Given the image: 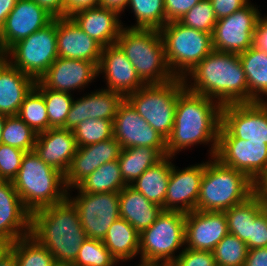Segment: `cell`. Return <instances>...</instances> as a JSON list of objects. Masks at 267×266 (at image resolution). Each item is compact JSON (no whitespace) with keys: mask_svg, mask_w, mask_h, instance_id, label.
<instances>
[{"mask_svg":"<svg viewBox=\"0 0 267 266\" xmlns=\"http://www.w3.org/2000/svg\"><path fill=\"white\" fill-rule=\"evenodd\" d=\"M222 105L185 88L179 95L171 135L166 139L167 156L197 143H212L215 156L221 127ZM177 151V152H176Z\"/></svg>","mask_w":267,"mask_h":266,"instance_id":"cell-1","label":"cell"},{"mask_svg":"<svg viewBox=\"0 0 267 266\" xmlns=\"http://www.w3.org/2000/svg\"><path fill=\"white\" fill-rule=\"evenodd\" d=\"M53 255L56 264L72 265L87 239L76 207L64 201L31 214V234Z\"/></svg>","mask_w":267,"mask_h":266,"instance_id":"cell-2","label":"cell"},{"mask_svg":"<svg viewBox=\"0 0 267 266\" xmlns=\"http://www.w3.org/2000/svg\"><path fill=\"white\" fill-rule=\"evenodd\" d=\"M189 91L218 98L220 105L248 103V84L238 54L213 50L190 73Z\"/></svg>","mask_w":267,"mask_h":266,"instance_id":"cell-3","label":"cell"},{"mask_svg":"<svg viewBox=\"0 0 267 266\" xmlns=\"http://www.w3.org/2000/svg\"><path fill=\"white\" fill-rule=\"evenodd\" d=\"M13 185L24 207L33 212L64 201L68 196L65 175L43 162L36 152H26ZM63 185L65 189L59 186Z\"/></svg>","mask_w":267,"mask_h":266,"instance_id":"cell-4","label":"cell"},{"mask_svg":"<svg viewBox=\"0 0 267 266\" xmlns=\"http://www.w3.org/2000/svg\"><path fill=\"white\" fill-rule=\"evenodd\" d=\"M144 85L175 79L170 71L160 30L122 28L116 42Z\"/></svg>","mask_w":267,"mask_h":266,"instance_id":"cell-5","label":"cell"},{"mask_svg":"<svg viewBox=\"0 0 267 266\" xmlns=\"http://www.w3.org/2000/svg\"><path fill=\"white\" fill-rule=\"evenodd\" d=\"M205 164L197 200L198 211L224 212L253 195V181L213 157Z\"/></svg>","mask_w":267,"mask_h":266,"instance_id":"cell-6","label":"cell"},{"mask_svg":"<svg viewBox=\"0 0 267 266\" xmlns=\"http://www.w3.org/2000/svg\"><path fill=\"white\" fill-rule=\"evenodd\" d=\"M160 33L165 46L166 61L175 78L186 80L187 71L190 73L213 51L212 34L187 27L179 21L167 22Z\"/></svg>","mask_w":267,"mask_h":266,"instance_id":"cell-7","label":"cell"},{"mask_svg":"<svg viewBox=\"0 0 267 266\" xmlns=\"http://www.w3.org/2000/svg\"><path fill=\"white\" fill-rule=\"evenodd\" d=\"M187 82L175 78L163 84L144 85L125 99L160 135L167 139L172 132L178 95Z\"/></svg>","mask_w":267,"mask_h":266,"instance_id":"cell-8","label":"cell"},{"mask_svg":"<svg viewBox=\"0 0 267 266\" xmlns=\"http://www.w3.org/2000/svg\"><path fill=\"white\" fill-rule=\"evenodd\" d=\"M185 216L178 211H162L155 222L140 233L142 263L171 264L175 250L185 243ZM164 261V262H162Z\"/></svg>","mask_w":267,"mask_h":266,"instance_id":"cell-9","label":"cell"},{"mask_svg":"<svg viewBox=\"0 0 267 266\" xmlns=\"http://www.w3.org/2000/svg\"><path fill=\"white\" fill-rule=\"evenodd\" d=\"M8 55H12L15 60L14 64L8 60L12 66L31 76L35 81L40 80L58 58L57 18L42 29L13 44L4 53V57L7 58Z\"/></svg>","mask_w":267,"mask_h":266,"instance_id":"cell-10","label":"cell"},{"mask_svg":"<svg viewBox=\"0 0 267 266\" xmlns=\"http://www.w3.org/2000/svg\"><path fill=\"white\" fill-rule=\"evenodd\" d=\"M218 138L263 141L267 144V102L223 105Z\"/></svg>","mask_w":267,"mask_h":266,"instance_id":"cell-11","label":"cell"},{"mask_svg":"<svg viewBox=\"0 0 267 266\" xmlns=\"http://www.w3.org/2000/svg\"><path fill=\"white\" fill-rule=\"evenodd\" d=\"M259 11L249 3L229 16L218 19L212 33L213 50L241 54L252 47Z\"/></svg>","mask_w":267,"mask_h":266,"instance_id":"cell-12","label":"cell"},{"mask_svg":"<svg viewBox=\"0 0 267 266\" xmlns=\"http://www.w3.org/2000/svg\"><path fill=\"white\" fill-rule=\"evenodd\" d=\"M79 193L69 200L78 211L86 236L103 241L112 223L120 218L119 193Z\"/></svg>","mask_w":267,"mask_h":266,"instance_id":"cell-13","label":"cell"},{"mask_svg":"<svg viewBox=\"0 0 267 266\" xmlns=\"http://www.w3.org/2000/svg\"><path fill=\"white\" fill-rule=\"evenodd\" d=\"M113 137L123 149L129 147H150L167 156L166 139L154 130L125 99L119 106L113 120Z\"/></svg>","mask_w":267,"mask_h":266,"instance_id":"cell-14","label":"cell"},{"mask_svg":"<svg viewBox=\"0 0 267 266\" xmlns=\"http://www.w3.org/2000/svg\"><path fill=\"white\" fill-rule=\"evenodd\" d=\"M223 165L245 173L252 181L267 169V144L238 138H218L214 156Z\"/></svg>","mask_w":267,"mask_h":266,"instance_id":"cell-15","label":"cell"},{"mask_svg":"<svg viewBox=\"0 0 267 266\" xmlns=\"http://www.w3.org/2000/svg\"><path fill=\"white\" fill-rule=\"evenodd\" d=\"M54 19L34 0H18L0 29V53L42 29Z\"/></svg>","mask_w":267,"mask_h":266,"instance_id":"cell-16","label":"cell"},{"mask_svg":"<svg viewBox=\"0 0 267 266\" xmlns=\"http://www.w3.org/2000/svg\"><path fill=\"white\" fill-rule=\"evenodd\" d=\"M228 234L224 212L198 211L186 213V248L200 251H213L216 245Z\"/></svg>","mask_w":267,"mask_h":266,"instance_id":"cell-17","label":"cell"},{"mask_svg":"<svg viewBox=\"0 0 267 266\" xmlns=\"http://www.w3.org/2000/svg\"><path fill=\"white\" fill-rule=\"evenodd\" d=\"M205 163L187 167L184 170H175L174 165L167 185V193L163 211H178L188 213L197 210V200L200 192V183L204 174ZM181 204L180 206L178 204Z\"/></svg>","mask_w":267,"mask_h":266,"instance_id":"cell-18","label":"cell"},{"mask_svg":"<svg viewBox=\"0 0 267 266\" xmlns=\"http://www.w3.org/2000/svg\"><path fill=\"white\" fill-rule=\"evenodd\" d=\"M97 69L98 75L101 71L105 72L108 89L121 93L124 97L144 86L134 66L117 43L102 49Z\"/></svg>","mask_w":267,"mask_h":266,"instance_id":"cell-19","label":"cell"},{"mask_svg":"<svg viewBox=\"0 0 267 266\" xmlns=\"http://www.w3.org/2000/svg\"><path fill=\"white\" fill-rule=\"evenodd\" d=\"M121 144L114 138L78 147L69 170L65 174V185L76 187L83 179L98 169L102 164L118 160L122 152Z\"/></svg>","mask_w":267,"mask_h":266,"instance_id":"cell-20","label":"cell"},{"mask_svg":"<svg viewBox=\"0 0 267 266\" xmlns=\"http://www.w3.org/2000/svg\"><path fill=\"white\" fill-rule=\"evenodd\" d=\"M30 234L31 213L24 207L13 182L0 179V237L13 243Z\"/></svg>","mask_w":267,"mask_h":266,"instance_id":"cell-21","label":"cell"},{"mask_svg":"<svg viewBox=\"0 0 267 266\" xmlns=\"http://www.w3.org/2000/svg\"><path fill=\"white\" fill-rule=\"evenodd\" d=\"M98 75L94 62L58 57L40 78V82L53 91L69 93L88 84Z\"/></svg>","mask_w":267,"mask_h":266,"instance_id":"cell-22","label":"cell"},{"mask_svg":"<svg viewBox=\"0 0 267 266\" xmlns=\"http://www.w3.org/2000/svg\"><path fill=\"white\" fill-rule=\"evenodd\" d=\"M102 49L70 17L57 18L58 57L90 61L98 66Z\"/></svg>","mask_w":267,"mask_h":266,"instance_id":"cell-23","label":"cell"},{"mask_svg":"<svg viewBox=\"0 0 267 266\" xmlns=\"http://www.w3.org/2000/svg\"><path fill=\"white\" fill-rule=\"evenodd\" d=\"M77 148L72 130L50 128L37 134L34 151L43 162L65 175Z\"/></svg>","mask_w":267,"mask_h":266,"instance_id":"cell-24","label":"cell"},{"mask_svg":"<svg viewBox=\"0 0 267 266\" xmlns=\"http://www.w3.org/2000/svg\"><path fill=\"white\" fill-rule=\"evenodd\" d=\"M125 97L118 92L102 89L76 101L73 100L68 112L64 129L74 130L86 119L114 120L120 104Z\"/></svg>","mask_w":267,"mask_h":266,"instance_id":"cell-25","label":"cell"},{"mask_svg":"<svg viewBox=\"0 0 267 266\" xmlns=\"http://www.w3.org/2000/svg\"><path fill=\"white\" fill-rule=\"evenodd\" d=\"M118 15L113 9L98 6L78 11L70 18L104 48L117 42L123 27Z\"/></svg>","mask_w":267,"mask_h":266,"instance_id":"cell-26","label":"cell"},{"mask_svg":"<svg viewBox=\"0 0 267 266\" xmlns=\"http://www.w3.org/2000/svg\"><path fill=\"white\" fill-rule=\"evenodd\" d=\"M35 80L12 66L7 58L0 62V114L17 115Z\"/></svg>","mask_w":267,"mask_h":266,"instance_id":"cell-27","label":"cell"},{"mask_svg":"<svg viewBox=\"0 0 267 266\" xmlns=\"http://www.w3.org/2000/svg\"><path fill=\"white\" fill-rule=\"evenodd\" d=\"M120 218L125 219L140 234L149 228L162 213L160 205L149 201L130 185L119 192Z\"/></svg>","mask_w":267,"mask_h":266,"instance_id":"cell-28","label":"cell"},{"mask_svg":"<svg viewBox=\"0 0 267 266\" xmlns=\"http://www.w3.org/2000/svg\"><path fill=\"white\" fill-rule=\"evenodd\" d=\"M170 156H165L157 164L149 167L139 178L130 184L136 191L143 194L149 201L160 205L164 204L167 185L172 170Z\"/></svg>","mask_w":267,"mask_h":266,"instance_id":"cell-29","label":"cell"},{"mask_svg":"<svg viewBox=\"0 0 267 266\" xmlns=\"http://www.w3.org/2000/svg\"><path fill=\"white\" fill-rule=\"evenodd\" d=\"M140 234L125 219L115 220L107 231L103 244L119 260L132 259L139 253Z\"/></svg>","mask_w":267,"mask_h":266,"instance_id":"cell-30","label":"cell"},{"mask_svg":"<svg viewBox=\"0 0 267 266\" xmlns=\"http://www.w3.org/2000/svg\"><path fill=\"white\" fill-rule=\"evenodd\" d=\"M239 59L248 84V103L263 102L259 93L267 95V53L250 47Z\"/></svg>","mask_w":267,"mask_h":266,"instance_id":"cell-31","label":"cell"},{"mask_svg":"<svg viewBox=\"0 0 267 266\" xmlns=\"http://www.w3.org/2000/svg\"><path fill=\"white\" fill-rule=\"evenodd\" d=\"M164 157L158 149L150 147L135 146L122 149L118 162L124 181L129 185L133 184L149 167Z\"/></svg>","mask_w":267,"mask_h":266,"instance_id":"cell-32","label":"cell"},{"mask_svg":"<svg viewBox=\"0 0 267 266\" xmlns=\"http://www.w3.org/2000/svg\"><path fill=\"white\" fill-rule=\"evenodd\" d=\"M127 185L129 184L122 177L118 160H114L102 164L83 179L76 189L87 193H119Z\"/></svg>","mask_w":267,"mask_h":266,"instance_id":"cell-33","label":"cell"},{"mask_svg":"<svg viewBox=\"0 0 267 266\" xmlns=\"http://www.w3.org/2000/svg\"><path fill=\"white\" fill-rule=\"evenodd\" d=\"M264 208L259 200L252 195L243 203L225 210L228 233L247 243L249 241L250 222Z\"/></svg>","mask_w":267,"mask_h":266,"instance_id":"cell-34","label":"cell"},{"mask_svg":"<svg viewBox=\"0 0 267 266\" xmlns=\"http://www.w3.org/2000/svg\"><path fill=\"white\" fill-rule=\"evenodd\" d=\"M17 266H55L56 262L49 250L34 237L28 235L11 243Z\"/></svg>","mask_w":267,"mask_h":266,"instance_id":"cell-35","label":"cell"},{"mask_svg":"<svg viewBox=\"0 0 267 266\" xmlns=\"http://www.w3.org/2000/svg\"><path fill=\"white\" fill-rule=\"evenodd\" d=\"M17 116L37 134L49 129L44 97L35 87L25 96Z\"/></svg>","mask_w":267,"mask_h":266,"instance_id":"cell-36","label":"cell"},{"mask_svg":"<svg viewBox=\"0 0 267 266\" xmlns=\"http://www.w3.org/2000/svg\"><path fill=\"white\" fill-rule=\"evenodd\" d=\"M44 97L47 108L49 129L64 128L73 99L69 93L47 89L39 80L34 86Z\"/></svg>","mask_w":267,"mask_h":266,"instance_id":"cell-37","label":"cell"},{"mask_svg":"<svg viewBox=\"0 0 267 266\" xmlns=\"http://www.w3.org/2000/svg\"><path fill=\"white\" fill-rule=\"evenodd\" d=\"M137 19L131 29L160 30L166 24L164 0H129Z\"/></svg>","mask_w":267,"mask_h":266,"instance_id":"cell-38","label":"cell"},{"mask_svg":"<svg viewBox=\"0 0 267 266\" xmlns=\"http://www.w3.org/2000/svg\"><path fill=\"white\" fill-rule=\"evenodd\" d=\"M37 133L17 115L6 116L2 131V144L25 152L34 150Z\"/></svg>","mask_w":267,"mask_h":266,"instance_id":"cell-39","label":"cell"},{"mask_svg":"<svg viewBox=\"0 0 267 266\" xmlns=\"http://www.w3.org/2000/svg\"><path fill=\"white\" fill-rule=\"evenodd\" d=\"M72 131L78 147L106 141L113 137V120L89 118Z\"/></svg>","mask_w":267,"mask_h":266,"instance_id":"cell-40","label":"cell"},{"mask_svg":"<svg viewBox=\"0 0 267 266\" xmlns=\"http://www.w3.org/2000/svg\"><path fill=\"white\" fill-rule=\"evenodd\" d=\"M247 253V244L231 233H228L213 250L216 266H243Z\"/></svg>","mask_w":267,"mask_h":266,"instance_id":"cell-41","label":"cell"},{"mask_svg":"<svg viewBox=\"0 0 267 266\" xmlns=\"http://www.w3.org/2000/svg\"><path fill=\"white\" fill-rule=\"evenodd\" d=\"M116 261L102 240L87 238L71 266H114Z\"/></svg>","mask_w":267,"mask_h":266,"instance_id":"cell-42","label":"cell"},{"mask_svg":"<svg viewBox=\"0 0 267 266\" xmlns=\"http://www.w3.org/2000/svg\"><path fill=\"white\" fill-rule=\"evenodd\" d=\"M217 21L210 0H201L179 20L187 27L210 34L213 33Z\"/></svg>","mask_w":267,"mask_h":266,"instance_id":"cell-43","label":"cell"},{"mask_svg":"<svg viewBox=\"0 0 267 266\" xmlns=\"http://www.w3.org/2000/svg\"><path fill=\"white\" fill-rule=\"evenodd\" d=\"M26 152L9 145L0 144V179L13 181Z\"/></svg>","mask_w":267,"mask_h":266,"instance_id":"cell-44","label":"cell"},{"mask_svg":"<svg viewBox=\"0 0 267 266\" xmlns=\"http://www.w3.org/2000/svg\"><path fill=\"white\" fill-rule=\"evenodd\" d=\"M170 266H216L213 251L185 248Z\"/></svg>","mask_w":267,"mask_h":266,"instance_id":"cell-45","label":"cell"},{"mask_svg":"<svg viewBox=\"0 0 267 266\" xmlns=\"http://www.w3.org/2000/svg\"><path fill=\"white\" fill-rule=\"evenodd\" d=\"M248 250L267 247V208H264L251 222Z\"/></svg>","mask_w":267,"mask_h":266,"instance_id":"cell-46","label":"cell"},{"mask_svg":"<svg viewBox=\"0 0 267 266\" xmlns=\"http://www.w3.org/2000/svg\"><path fill=\"white\" fill-rule=\"evenodd\" d=\"M201 0H164L166 23L179 21L191 8Z\"/></svg>","mask_w":267,"mask_h":266,"instance_id":"cell-47","label":"cell"},{"mask_svg":"<svg viewBox=\"0 0 267 266\" xmlns=\"http://www.w3.org/2000/svg\"><path fill=\"white\" fill-rule=\"evenodd\" d=\"M217 19L226 17L248 4L247 0H210Z\"/></svg>","mask_w":267,"mask_h":266,"instance_id":"cell-48","label":"cell"},{"mask_svg":"<svg viewBox=\"0 0 267 266\" xmlns=\"http://www.w3.org/2000/svg\"><path fill=\"white\" fill-rule=\"evenodd\" d=\"M252 47L267 53V18L259 17L253 33Z\"/></svg>","mask_w":267,"mask_h":266,"instance_id":"cell-49","label":"cell"},{"mask_svg":"<svg viewBox=\"0 0 267 266\" xmlns=\"http://www.w3.org/2000/svg\"><path fill=\"white\" fill-rule=\"evenodd\" d=\"M100 6V0H64V17H70L74 13Z\"/></svg>","mask_w":267,"mask_h":266,"instance_id":"cell-50","label":"cell"},{"mask_svg":"<svg viewBox=\"0 0 267 266\" xmlns=\"http://www.w3.org/2000/svg\"><path fill=\"white\" fill-rule=\"evenodd\" d=\"M253 195L267 208V169L253 180Z\"/></svg>","mask_w":267,"mask_h":266,"instance_id":"cell-51","label":"cell"},{"mask_svg":"<svg viewBox=\"0 0 267 266\" xmlns=\"http://www.w3.org/2000/svg\"><path fill=\"white\" fill-rule=\"evenodd\" d=\"M243 266H267V247L248 250Z\"/></svg>","mask_w":267,"mask_h":266,"instance_id":"cell-52","label":"cell"},{"mask_svg":"<svg viewBox=\"0 0 267 266\" xmlns=\"http://www.w3.org/2000/svg\"><path fill=\"white\" fill-rule=\"evenodd\" d=\"M54 18L64 17V0H34Z\"/></svg>","mask_w":267,"mask_h":266,"instance_id":"cell-53","label":"cell"},{"mask_svg":"<svg viewBox=\"0 0 267 266\" xmlns=\"http://www.w3.org/2000/svg\"><path fill=\"white\" fill-rule=\"evenodd\" d=\"M18 0H0V29Z\"/></svg>","mask_w":267,"mask_h":266,"instance_id":"cell-54","label":"cell"},{"mask_svg":"<svg viewBox=\"0 0 267 266\" xmlns=\"http://www.w3.org/2000/svg\"><path fill=\"white\" fill-rule=\"evenodd\" d=\"M129 0H100V6L117 11L119 14L127 7Z\"/></svg>","mask_w":267,"mask_h":266,"instance_id":"cell-55","label":"cell"},{"mask_svg":"<svg viewBox=\"0 0 267 266\" xmlns=\"http://www.w3.org/2000/svg\"><path fill=\"white\" fill-rule=\"evenodd\" d=\"M0 266H17L15 252L11 248L0 258Z\"/></svg>","mask_w":267,"mask_h":266,"instance_id":"cell-56","label":"cell"},{"mask_svg":"<svg viewBox=\"0 0 267 266\" xmlns=\"http://www.w3.org/2000/svg\"><path fill=\"white\" fill-rule=\"evenodd\" d=\"M11 242L0 237V258L4 255V253L10 248Z\"/></svg>","mask_w":267,"mask_h":266,"instance_id":"cell-57","label":"cell"},{"mask_svg":"<svg viewBox=\"0 0 267 266\" xmlns=\"http://www.w3.org/2000/svg\"><path fill=\"white\" fill-rule=\"evenodd\" d=\"M5 120H6V116L0 114V144H2V131H3Z\"/></svg>","mask_w":267,"mask_h":266,"instance_id":"cell-58","label":"cell"},{"mask_svg":"<svg viewBox=\"0 0 267 266\" xmlns=\"http://www.w3.org/2000/svg\"><path fill=\"white\" fill-rule=\"evenodd\" d=\"M139 266H170L169 264L141 263Z\"/></svg>","mask_w":267,"mask_h":266,"instance_id":"cell-59","label":"cell"},{"mask_svg":"<svg viewBox=\"0 0 267 266\" xmlns=\"http://www.w3.org/2000/svg\"><path fill=\"white\" fill-rule=\"evenodd\" d=\"M4 55L0 53V62L4 59Z\"/></svg>","mask_w":267,"mask_h":266,"instance_id":"cell-60","label":"cell"},{"mask_svg":"<svg viewBox=\"0 0 267 266\" xmlns=\"http://www.w3.org/2000/svg\"><path fill=\"white\" fill-rule=\"evenodd\" d=\"M55 266H71V265L56 264Z\"/></svg>","mask_w":267,"mask_h":266,"instance_id":"cell-61","label":"cell"}]
</instances>
